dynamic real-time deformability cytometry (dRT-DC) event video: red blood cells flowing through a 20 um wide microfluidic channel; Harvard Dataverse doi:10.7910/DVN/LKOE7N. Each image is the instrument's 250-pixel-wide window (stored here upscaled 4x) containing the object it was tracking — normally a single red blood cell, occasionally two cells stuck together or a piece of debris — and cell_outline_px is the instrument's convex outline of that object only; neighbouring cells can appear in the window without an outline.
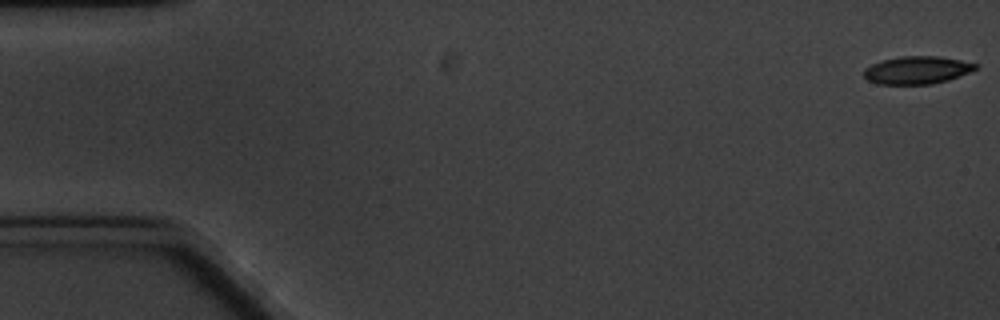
{"species": "common noctule bat (a hibernating species)", "species_latin": "Nyctalus noctula", "temperature_condition": "cold", "stored_images_in_passage": 4, "camera_frame_rate_fps": 3000, "um_per_image_px": 0.085, "animal": {"sex": "male", "body_mass_g": 20.1, "forearm_length_mm": 53.5}, "frame": {"image": 1, "passage_image": 1, "time_ms": 0.0, "image_size_px": [1000, 320], "cell_outline_px": [[980, 68], [948, 80], [932, 84], [876, 84], [868, 80], [864, 76], [864, 68], [880, 60], [900, 56], [940, 56], [980, 64]], "centroid_in_image_um": [77.96, 5.95], "position_along_channel_um": 7.0, "area_um2": 18.26}}